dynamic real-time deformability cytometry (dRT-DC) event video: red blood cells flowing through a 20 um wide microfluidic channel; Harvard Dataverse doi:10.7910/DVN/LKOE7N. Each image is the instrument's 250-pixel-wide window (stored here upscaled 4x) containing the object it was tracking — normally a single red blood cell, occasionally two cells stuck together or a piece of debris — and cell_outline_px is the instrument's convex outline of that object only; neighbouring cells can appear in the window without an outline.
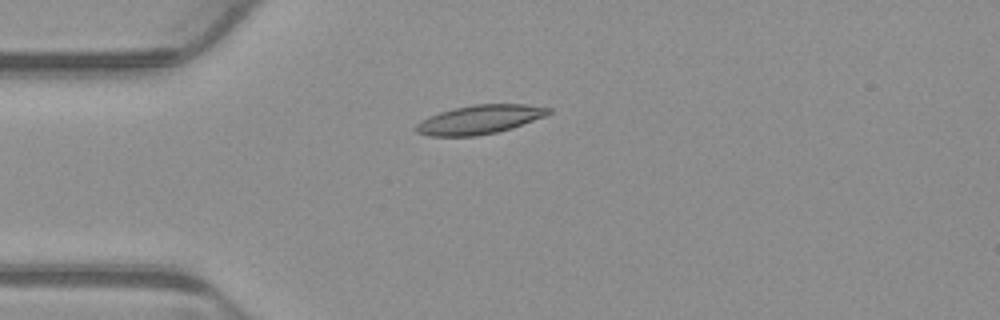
{"species": "common noctule bat (a hibernating species)", "species_latin": "Nyctalus noctula", "temperature_condition": "warm", "stored_images_in_passage": 6, "camera_frame_rate_fps": 3000, "um_per_image_px": 0.085, "animal": {"sex": "male", "body_mass_g": 23.1, "forearm_length_mm": 52.7}, "frame": {"image": 1, "passage_image": 4, "time_ms": 1.0, "image_size_px": [1000, 320], "cell_outline_px": [[552, 112], [548, 116], [512, 128], [496, 132], [476, 136], [428, 136], [416, 132], [412, 128], [420, 120], [428, 116], [452, 108], [472, 104], [524, 104], [552, 108]], "centroid_in_image_um": [40.76, 10.16], "position_along_channel_um": 44.2, "area_um2": 22.72}}
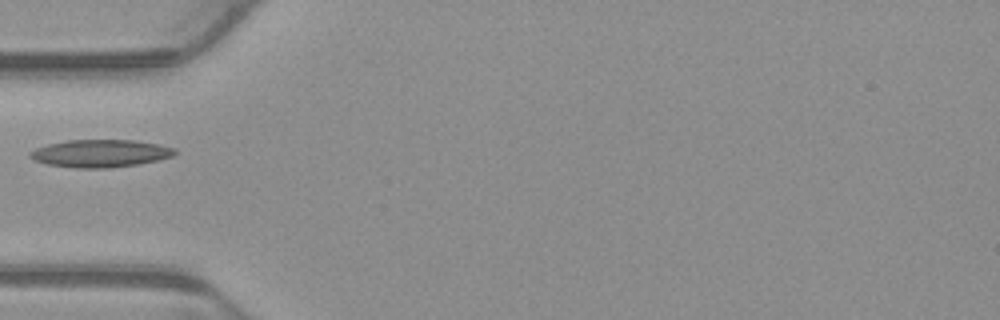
{"frame": {"image": 2, "passage_image": 5, "time_ms": 1.333, "image_size_px": [1000, 320], "cell_outline_px": [[176, 152], [172, 156], [140, 164], [112, 168], [76, 168], [48, 164], [36, 160], [28, 156], [28, 152], [36, 148], [48, 144], [68, 140], [136, 140], [160, 144], [176, 148]], "centroid_in_image_um": [8.55, 13.03], "position_along_channel_um": 76.5, "area_um2": 23.35}}
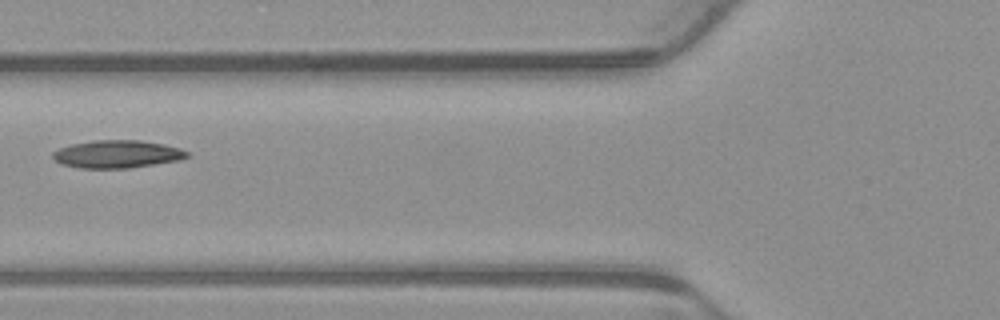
{"frame": {"image": 3, "passage_image": 6, "time_ms": 1.667, "image_size_px": [1000, 320], "cell_outline_px": [[188, 156], [180, 160], [128, 168], [80, 168], [60, 164], [52, 156], [52, 152], [60, 148], [72, 144], [96, 140], [140, 140], [164, 144], [180, 148], [188, 152]], "centroid_in_image_um": [9.95, 13.1], "position_along_channel_um": 115.8, "area_um2": 21.62}}